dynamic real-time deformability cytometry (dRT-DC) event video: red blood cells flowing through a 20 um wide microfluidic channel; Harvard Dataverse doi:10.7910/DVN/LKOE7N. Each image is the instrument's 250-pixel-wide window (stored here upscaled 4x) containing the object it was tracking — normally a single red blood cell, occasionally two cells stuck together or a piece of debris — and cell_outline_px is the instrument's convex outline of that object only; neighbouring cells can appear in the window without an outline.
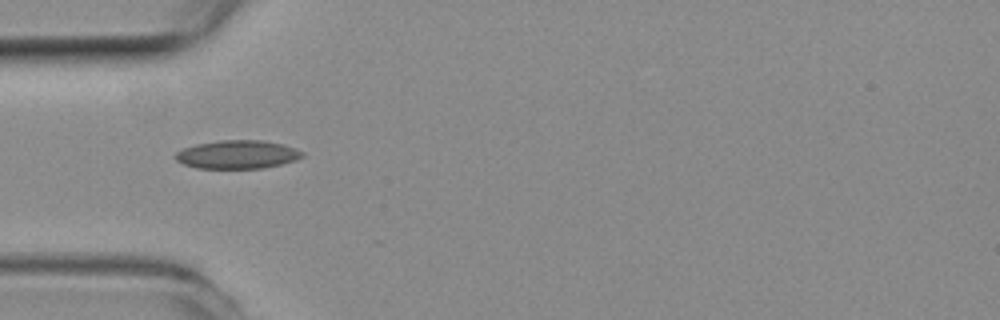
{"species": "common noctule bat (a hibernating species)", "species_latin": "Nyctalus noctula", "temperature_condition": "room temperature", "stored_images_in_passage": 11, "camera_frame_rate_fps": 3000, "um_per_image_px": 0.085, "animal": {"sex": "female", "body_mass_g": 19.3, "forearm_length_mm": 54.1}, "frame": {"image": 1, "passage_image": 1, "time_ms": 0.0, "image_size_px": [1000, 320], "cell_outline_px": [[304, 156], [296, 160], [264, 168], [196, 168], [184, 164], [176, 160], [172, 156], [176, 152], [184, 148], [196, 144], [220, 140], [264, 140], [280, 144], [304, 152]], "centroid_in_image_um": [20.14, 13.13], "position_along_channel_um": 64.9, "area_um2": 20.92}}
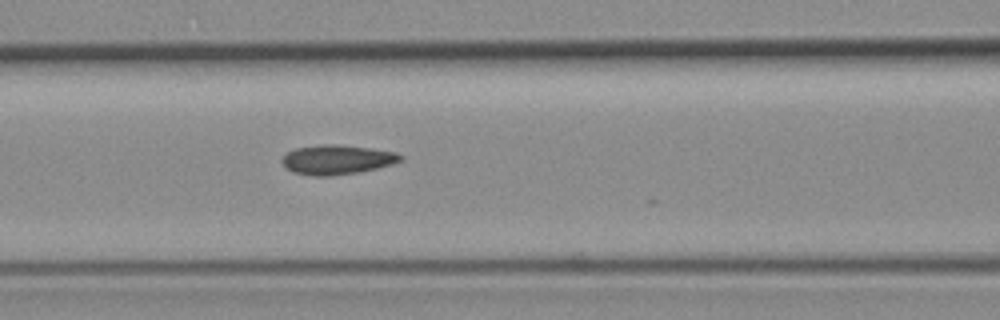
{"frame": {"image": 2, "passage_image": 7, "time_ms": 2.0, "image_size_px": [1000, 320], "cell_outline_px": [[404, 160], [392, 164], [360, 172], [332, 176], [312, 176], [292, 172], [280, 160], [288, 152], [296, 148], [324, 144], [336, 144], [372, 148], [396, 152], [404, 156]], "centroid_in_image_um": [28.68, 13.57], "position_along_channel_um": 137.9, "area_um2": 20.46}}
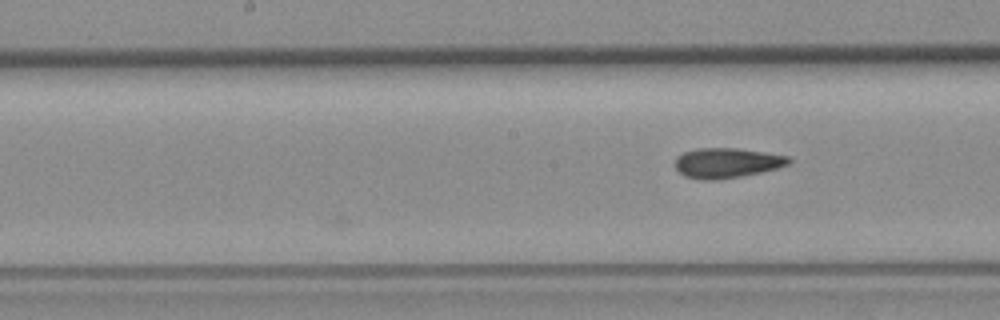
{"frame": {"image": 3, "passage_image": 11, "time_ms": 3.333, "image_size_px": [1000, 320], "cell_outline_px": [[792, 160], [788, 164], [776, 168], [760, 172], [740, 176], [716, 180], [700, 180], [684, 176], [676, 168], [676, 156], [684, 152], [696, 148], [736, 148], [788, 156]], "centroid_in_image_um": [61.74, 13.85], "position_along_channel_um": 186.5, "area_um2": 19.71}}